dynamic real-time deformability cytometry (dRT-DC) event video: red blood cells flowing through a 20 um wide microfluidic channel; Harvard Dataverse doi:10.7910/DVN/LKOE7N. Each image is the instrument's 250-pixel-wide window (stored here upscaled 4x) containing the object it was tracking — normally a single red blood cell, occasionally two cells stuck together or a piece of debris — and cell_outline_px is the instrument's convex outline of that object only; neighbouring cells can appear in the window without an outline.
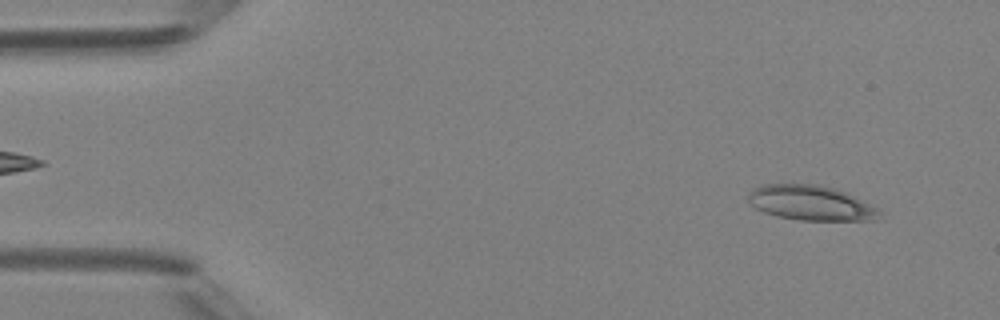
{"species": "Egyptian fruit bat (a non-hibernating species)", "species_latin": "Rousettus aegyptiacus", "temperature_condition": "room temperature", "stored_images_in_passage": 5, "camera_frame_rate_fps": 3000, "um_per_image_px": 0.085, "animal": {"sex": "female"}, "frame": {"image": 1, "passage_image": 1, "time_ms": 0.0, "image_size_px": [1000, 320], "cell_outline_px": [[880, 212], [872, 220], [800, 220], [776, 216], [764, 212], [756, 208], [748, 200], [748, 192], [752, 188], [760, 184], [820, 184], [836, 188], [848, 192], [876, 208]], "centroid_in_image_um": [68.86, 17.22], "position_along_channel_um": 16.1, "area_um2": 26.7}}
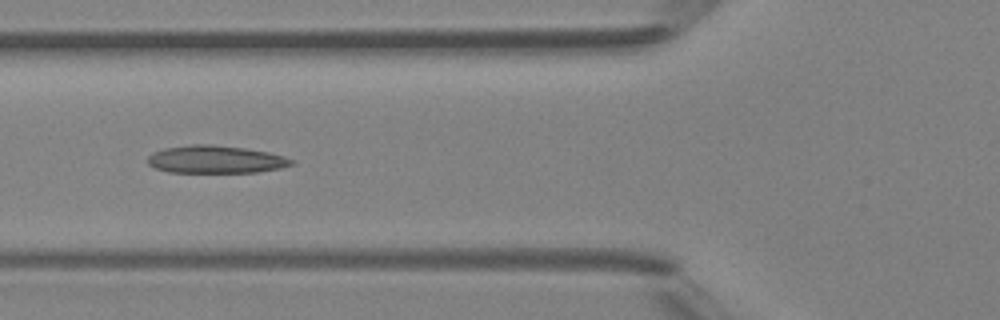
{"frame": {"image": 2, "passage_image": 5, "time_ms": 4.667, "image_size_px": [1000, 320], "cell_outline_px": [[296, 164], [280, 168], [256, 172], [168, 172], [156, 168], [148, 164], [148, 156], [152, 152], [164, 148], [192, 144], [208, 144], [244, 148], [268, 152], [284, 156], [296, 160]], "centroid_in_image_um": [18.35, 13.55], "position_along_channel_um": 107.5, "area_um2": 23.24}}